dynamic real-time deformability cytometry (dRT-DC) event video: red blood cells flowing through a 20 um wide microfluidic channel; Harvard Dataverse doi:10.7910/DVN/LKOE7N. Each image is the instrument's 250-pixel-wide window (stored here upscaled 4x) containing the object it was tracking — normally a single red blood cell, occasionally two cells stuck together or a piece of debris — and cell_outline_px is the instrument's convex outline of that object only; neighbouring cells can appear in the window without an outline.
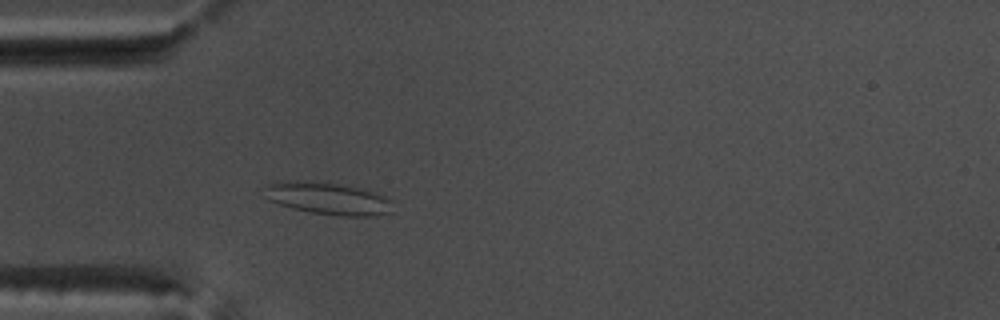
{"species": "common noctule bat (a hibernating species)", "species_latin": "Nyctalus noctula", "temperature_condition": "warm", "stored_images_in_passage": 50, "camera_frame_rate_fps": 3000, "um_per_image_px": 0.085, "animal": {"sex": "male", "body_mass_g": 17.5, "forearm_length_mm": 52.3}, "frame": {"image": 1, "passage_image": 12, "time_ms": 3.667, "image_size_px": [1000, 320], "cell_outline_px": [[392, 212], [368, 216], [340, 216], [312, 212], [292, 208], [268, 200], [268, 184], [276, 180], [312, 180], [340, 184], [360, 188], [376, 192], [392, 200]], "centroid_in_image_um": [27.91, 16.85], "position_along_channel_um": 57.1, "area_um2": 24.16}}
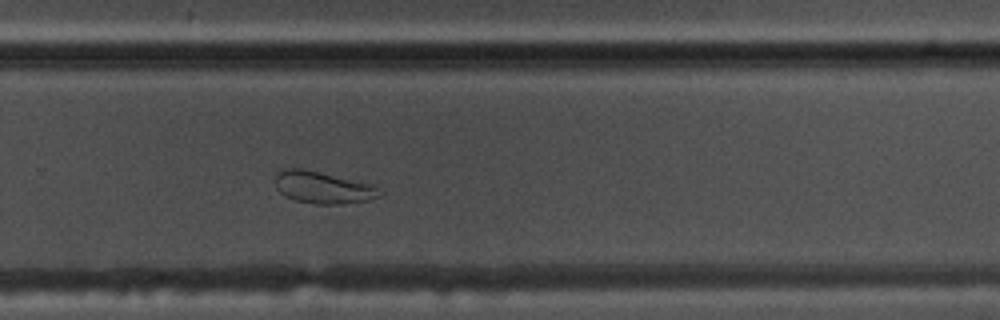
{"frame": {"image": 2, "passage_image": 32, "time_ms": 10.333, "image_size_px": [1000, 320], "cell_outline_px": [[384, 192], [380, 196], [368, 200], [344, 204], [316, 204], [296, 200], [284, 196], [276, 188], [276, 172], [288, 168], [304, 168], [372, 184]], "centroid_in_image_um": [27.46, 15.93], "position_along_channel_um": 302.3, "area_um2": 19.59}}
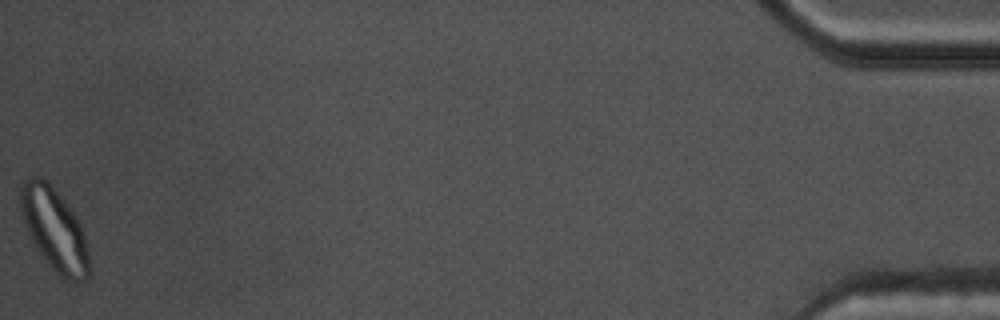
{"frame": {"image": 3, "passage_image": 50, "time_ms": 16.333, "image_size_px": [1000, 320], "cell_outline_px": [[92, 268], [88, 276], [84, 280], [72, 280], [56, 272], [48, 264], [36, 248], [32, 240], [20, 212], [20, 188], [24, 180], [28, 176], [40, 176], [52, 188], [76, 216], [84, 232]], "centroid_in_image_um": [4.63, 19.5], "position_along_channel_um": 430.6, "area_um2": 32.48}, "authors_computed_cell_mechanics": {"area_um2": 24.7384, "velocity_mm_per_s": 3.7575, "shape_relaxation_time_tau1_ms": null, "shape_relaxation_time_tau2_ms": 2.3578, "deformation_change_tau1": null, "deformation_change_tau2": 0.0672}}